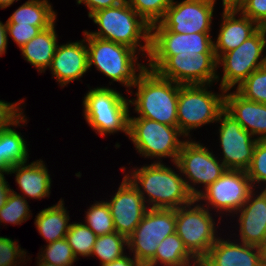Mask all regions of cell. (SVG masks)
Instances as JSON below:
<instances>
[{
  "label": "cell",
  "mask_w": 266,
  "mask_h": 266,
  "mask_svg": "<svg viewBox=\"0 0 266 266\" xmlns=\"http://www.w3.org/2000/svg\"><path fill=\"white\" fill-rule=\"evenodd\" d=\"M4 175V172H0V209L6 204L9 194L12 192Z\"/></svg>",
  "instance_id": "cell-42"
},
{
  "label": "cell",
  "mask_w": 266,
  "mask_h": 266,
  "mask_svg": "<svg viewBox=\"0 0 266 266\" xmlns=\"http://www.w3.org/2000/svg\"><path fill=\"white\" fill-rule=\"evenodd\" d=\"M48 169L42 159L31 162L27 165V162L20 163L13 166L8 174H15V181L18 184V188L22 194L12 192L33 199L49 198L51 193V177L48 173Z\"/></svg>",
  "instance_id": "cell-23"
},
{
  "label": "cell",
  "mask_w": 266,
  "mask_h": 266,
  "mask_svg": "<svg viewBox=\"0 0 266 266\" xmlns=\"http://www.w3.org/2000/svg\"><path fill=\"white\" fill-rule=\"evenodd\" d=\"M235 88L244 99L266 104V64L253 71Z\"/></svg>",
  "instance_id": "cell-32"
},
{
  "label": "cell",
  "mask_w": 266,
  "mask_h": 266,
  "mask_svg": "<svg viewBox=\"0 0 266 266\" xmlns=\"http://www.w3.org/2000/svg\"><path fill=\"white\" fill-rule=\"evenodd\" d=\"M77 4H84L88 12V17H90L93 13H95L98 10L114 7L117 5L122 4L126 0H76Z\"/></svg>",
  "instance_id": "cell-41"
},
{
  "label": "cell",
  "mask_w": 266,
  "mask_h": 266,
  "mask_svg": "<svg viewBox=\"0 0 266 266\" xmlns=\"http://www.w3.org/2000/svg\"><path fill=\"white\" fill-rule=\"evenodd\" d=\"M17 1L19 0H0V9L7 8Z\"/></svg>",
  "instance_id": "cell-47"
},
{
  "label": "cell",
  "mask_w": 266,
  "mask_h": 266,
  "mask_svg": "<svg viewBox=\"0 0 266 266\" xmlns=\"http://www.w3.org/2000/svg\"><path fill=\"white\" fill-rule=\"evenodd\" d=\"M82 103L84 118L96 134L104 137L121 131L129 135V99L116 89L92 88Z\"/></svg>",
  "instance_id": "cell-5"
},
{
  "label": "cell",
  "mask_w": 266,
  "mask_h": 266,
  "mask_svg": "<svg viewBox=\"0 0 266 266\" xmlns=\"http://www.w3.org/2000/svg\"><path fill=\"white\" fill-rule=\"evenodd\" d=\"M49 70L61 87L80 80L89 70L85 37L81 41L58 44Z\"/></svg>",
  "instance_id": "cell-18"
},
{
  "label": "cell",
  "mask_w": 266,
  "mask_h": 266,
  "mask_svg": "<svg viewBox=\"0 0 266 266\" xmlns=\"http://www.w3.org/2000/svg\"><path fill=\"white\" fill-rule=\"evenodd\" d=\"M23 123V124H21ZM27 124V117L23 115L12 128L0 132V172L8 175L9 170L20 163L28 161L29 151L26 141L13 127Z\"/></svg>",
  "instance_id": "cell-25"
},
{
  "label": "cell",
  "mask_w": 266,
  "mask_h": 266,
  "mask_svg": "<svg viewBox=\"0 0 266 266\" xmlns=\"http://www.w3.org/2000/svg\"><path fill=\"white\" fill-rule=\"evenodd\" d=\"M25 249H22L18 241L7 237H0V266H18L27 261Z\"/></svg>",
  "instance_id": "cell-37"
},
{
  "label": "cell",
  "mask_w": 266,
  "mask_h": 266,
  "mask_svg": "<svg viewBox=\"0 0 266 266\" xmlns=\"http://www.w3.org/2000/svg\"><path fill=\"white\" fill-rule=\"evenodd\" d=\"M32 216L27 200L14 192L8 196L6 204L0 209V224L20 225Z\"/></svg>",
  "instance_id": "cell-33"
},
{
  "label": "cell",
  "mask_w": 266,
  "mask_h": 266,
  "mask_svg": "<svg viewBox=\"0 0 266 266\" xmlns=\"http://www.w3.org/2000/svg\"><path fill=\"white\" fill-rule=\"evenodd\" d=\"M261 259H262V265L266 266V239L264 242L259 246Z\"/></svg>",
  "instance_id": "cell-46"
},
{
  "label": "cell",
  "mask_w": 266,
  "mask_h": 266,
  "mask_svg": "<svg viewBox=\"0 0 266 266\" xmlns=\"http://www.w3.org/2000/svg\"><path fill=\"white\" fill-rule=\"evenodd\" d=\"M193 202L176 209L175 233L188 252L200 262L218 239L212 213L201 202ZM194 204V205H193ZM193 206V207H192Z\"/></svg>",
  "instance_id": "cell-9"
},
{
  "label": "cell",
  "mask_w": 266,
  "mask_h": 266,
  "mask_svg": "<svg viewBox=\"0 0 266 266\" xmlns=\"http://www.w3.org/2000/svg\"><path fill=\"white\" fill-rule=\"evenodd\" d=\"M132 87L136 98L129 100L135 106L137 117L147 118L168 126H177V104L180 84L161 77L147 67L140 72Z\"/></svg>",
  "instance_id": "cell-2"
},
{
  "label": "cell",
  "mask_w": 266,
  "mask_h": 266,
  "mask_svg": "<svg viewBox=\"0 0 266 266\" xmlns=\"http://www.w3.org/2000/svg\"><path fill=\"white\" fill-rule=\"evenodd\" d=\"M216 123L220 124L219 143L223 153V159L220 161L227 169L246 171L252 162L258 140L244 130L225 109Z\"/></svg>",
  "instance_id": "cell-15"
},
{
  "label": "cell",
  "mask_w": 266,
  "mask_h": 266,
  "mask_svg": "<svg viewBox=\"0 0 266 266\" xmlns=\"http://www.w3.org/2000/svg\"><path fill=\"white\" fill-rule=\"evenodd\" d=\"M156 265L199 266V262L188 252L179 236L174 233L158 244L155 256L145 266Z\"/></svg>",
  "instance_id": "cell-27"
},
{
  "label": "cell",
  "mask_w": 266,
  "mask_h": 266,
  "mask_svg": "<svg viewBox=\"0 0 266 266\" xmlns=\"http://www.w3.org/2000/svg\"><path fill=\"white\" fill-rule=\"evenodd\" d=\"M40 250L41 252L38 253L36 258L55 265L74 266V262L78 261L66 238L47 244V246Z\"/></svg>",
  "instance_id": "cell-34"
},
{
  "label": "cell",
  "mask_w": 266,
  "mask_h": 266,
  "mask_svg": "<svg viewBox=\"0 0 266 266\" xmlns=\"http://www.w3.org/2000/svg\"><path fill=\"white\" fill-rule=\"evenodd\" d=\"M149 25L158 23L165 15L172 0H126Z\"/></svg>",
  "instance_id": "cell-35"
},
{
  "label": "cell",
  "mask_w": 266,
  "mask_h": 266,
  "mask_svg": "<svg viewBox=\"0 0 266 266\" xmlns=\"http://www.w3.org/2000/svg\"><path fill=\"white\" fill-rule=\"evenodd\" d=\"M125 246L128 247V238L116 231L97 236L90 256H96L100 260V265L109 263L127 254L124 251Z\"/></svg>",
  "instance_id": "cell-29"
},
{
  "label": "cell",
  "mask_w": 266,
  "mask_h": 266,
  "mask_svg": "<svg viewBox=\"0 0 266 266\" xmlns=\"http://www.w3.org/2000/svg\"><path fill=\"white\" fill-rule=\"evenodd\" d=\"M37 266H59L42 260H37Z\"/></svg>",
  "instance_id": "cell-48"
},
{
  "label": "cell",
  "mask_w": 266,
  "mask_h": 266,
  "mask_svg": "<svg viewBox=\"0 0 266 266\" xmlns=\"http://www.w3.org/2000/svg\"><path fill=\"white\" fill-rule=\"evenodd\" d=\"M216 0H172L164 17L151 29H169L173 33H211Z\"/></svg>",
  "instance_id": "cell-14"
},
{
  "label": "cell",
  "mask_w": 266,
  "mask_h": 266,
  "mask_svg": "<svg viewBox=\"0 0 266 266\" xmlns=\"http://www.w3.org/2000/svg\"><path fill=\"white\" fill-rule=\"evenodd\" d=\"M253 187L266 184V140H258L250 167L246 170Z\"/></svg>",
  "instance_id": "cell-36"
},
{
  "label": "cell",
  "mask_w": 266,
  "mask_h": 266,
  "mask_svg": "<svg viewBox=\"0 0 266 266\" xmlns=\"http://www.w3.org/2000/svg\"><path fill=\"white\" fill-rule=\"evenodd\" d=\"M235 214H239L238 241L259 247L266 239V198L254 190Z\"/></svg>",
  "instance_id": "cell-20"
},
{
  "label": "cell",
  "mask_w": 266,
  "mask_h": 266,
  "mask_svg": "<svg viewBox=\"0 0 266 266\" xmlns=\"http://www.w3.org/2000/svg\"><path fill=\"white\" fill-rule=\"evenodd\" d=\"M233 241L218 237L199 266H263L259 247Z\"/></svg>",
  "instance_id": "cell-19"
},
{
  "label": "cell",
  "mask_w": 266,
  "mask_h": 266,
  "mask_svg": "<svg viewBox=\"0 0 266 266\" xmlns=\"http://www.w3.org/2000/svg\"><path fill=\"white\" fill-rule=\"evenodd\" d=\"M261 188H263V189H261V193L266 198V184L264 185V187H261Z\"/></svg>",
  "instance_id": "cell-50"
},
{
  "label": "cell",
  "mask_w": 266,
  "mask_h": 266,
  "mask_svg": "<svg viewBox=\"0 0 266 266\" xmlns=\"http://www.w3.org/2000/svg\"><path fill=\"white\" fill-rule=\"evenodd\" d=\"M83 34L88 50V68L95 65L104 76L119 82L128 88V94H132V85L146 68L145 64L138 62L140 53L126 45L91 36L87 30Z\"/></svg>",
  "instance_id": "cell-4"
},
{
  "label": "cell",
  "mask_w": 266,
  "mask_h": 266,
  "mask_svg": "<svg viewBox=\"0 0 266 266\" xmlns=\"http://www.w3.org/2000/svg\"><path fill=\"white\" fill-rule=\"evenodd\" d=\"M225 110L254 138L266 140V104L246 100L236 91L226 90Z\"/></svg>",
  "instance_id": "cell-22"
},
{
  "label": "cell",
  "mask_w": 266,
  "mask_h": 266,
  "mask_svg": "<svg viewBox=\"0 0 266 266\" xmlns=\"http://www.w3.org/2000/svg\"><path fill=\"white\" fill-rule=\"evenodd\" d=\"M210 33H173L169 29H151L149 55L215 53Z\"/></svg>",
  "instance_id": "cell-17"
},
{
  "label": "cell",
  "mask_w": 266,
  "mask_h": 266,
  "mask_svg": "<svg viewBox=\"0 0 266 266\" xmlns=\"http://www.w3.org/2000/svg\"><path fill=\"white\" fill-rule=\"evenodd\" d=\"M7 35L18 45L19 49L35 37L41 30L50 26H33L24 24H6Z\"/></svg>",
  "instance_id": "cell-38"
},
{
  "label": "cell",
  "mask_w": 266,
  "mask_h": 266,
  "mask_svg": "<svg viewBox=\"0 0 266 266\" xmlns=\"http://www.w3.org/2000/svg\"><path fill=\"white\" fill-rule=\"evenodd\" d=\"M101 266H142L134 257L124 255L112 262L101 264Z\"/></svg>",
  "instance_id": "cell-43"
},
{
  "label": "cell",
  "mask_w": 266,
  "mask_h": 266,
  "mask_svg": "<svg viewBox=\"0 0 266 266\" xmlns=\"http://www.w3.org/2000/svg\"><path fill=\"white\" fill-rule=\"evenodd\" d=\"M85 214L84 224L97 236L115 232L111 211L106 201H96Z\"/></svg>",
  "instance_id": "cell-31"
},
{
  "label": "cell",
  "mask_w": 266,
  "mask_h": 266,
  "mask_svg": "<svg viewBox=\"0 0 266 266\" xmlns=\"http://www.w3.org/2000/svg\"><path fill=\"white\" fill-rule=\"evenodd\" d=\"M64 205L61 198L56 205L40 210L35 216L36 229L48 244L65 238L69 231L70 216Z\"/></svg>",
  "instance_id": "cell-26"
},
{
  "label": "cell",
  "mask_w": 266,
  "mask_h": 266,
  "mask_svg": "<svg viewBox=\"0 0 266 266\" xmlns=\"http://www.w3.org/2000/svg\"><path fill=\"white\" fill-rule=\"evenodd\" d=\"M89 18L98 26L97 31H87L91 36L126 45L138 53L142 52V57L146 55L144 58H148L151 25L139 16L127 1L98 10Z\"/></svg>",
  "instance_id": "cell-3"
},
{
  "label": "cell",
  "mask_w": 266,
  "mask_h": 266,
  "mask_svg": "<svg viewBox=\"0 0 266 266\" xmlns=\"http://www.w3.org/2000/svg\"><path fill=\"white\" fill-rule=\"evenodd\" d=\"M238 14L240 17H237ZM221 16L222 21L218 37L215 40L216 42H213L217 60L223 54L236 49L259 29V26L253 20L237 10H223Z\"/></svg>",
  "instance_id": "cell-21"
},
{
  "label": "cell",
  "mask_w": 266,
  "mask_h": 266,
  "mask_svg": "<svg viewBox=\"0 0 266 266\" xmlns=\"http://www.w3.org/2000/svg\"><path fill=\"white\" fill-rule=\"evenodd\" d=\"M146 67L180 85H205L216 82L215 53L149 55Z\"/></svg>",
  "instance_id": "cell-6"
},
{
  "label": "cell",
  "mask_w": 266,
  "mask_h": 266,
  "mask_svg": "<svg viewBox=\"0 0 266 266\" xmlns=\"http://www.w3.org/2000/svg\"><path fill=\"white\" fill-rule=\"evenodd\" d=\"M65 238L78 259V256L90 257L97 235L84 223L72 222Z\"/></svg>",
  "instance_id": "cell-30"
},
{
  "label": "cell",
  "mask_w": 266,
  "mask_h": 266,
  "mask_svg": "<svg viewBox=\"0 0 266 266\" xmlns=\"http://www.w3.org/2000/svg\"><path fill=\"white\" fill-rule=\"evenodd\" d=\"M173 165L185 176L186 186L195 199L200 195V190L195 188L197 184L204 185L205 190L227 170L213 151L200 142L191 140V137L183 143Z\"/></svg>",
  "instance_id": "cell-10"
},
{
  "label": "cell",
  "mask_w": 266,
  "mask_h": 266,
  "mask_svg": "<svg viewBox=\"0 0 266 266\" xmlns=\"http://www.w3.org/2000/svg\"><path fill=\"white\" fill-rule=\"evenodd\" d=\"M133 169L124 176L140 192L148 208L177 209L194 201L181 172L179 175L163 162Z\"/></svg>",
  "instance_id": "cell-1"
},
{
  "label": "cell",
  "mask_w": 266,
  "mask_h": 266,
  "mask_svg": "<svg viewBox=\"0 0 266 266\" xmlns=\"http://www.w3.org/2000/svg\"><path fill=\"white\" fill-rule=\"evenodd\" d=\"M259 28L262 30L264 38L266 40V21L262 25H260Z\"/></svg>",
  "instance_id": "cell-49"
},
{
  "label": "cell",
  "mask_w": 266,
  "mask_h": 266,
  "mask_svg": "<svg viewBox=\"0 0 266 266\" xmlns=\"http://www.w3.org/2000/svg\"><path fill=\"white\" fill-rule=\"evenodd\" d=\"M7 44H8V35H7L6 22L3 24V22L0 21V57L3 54H6Z\"/></svg>",
  "instance_id": "cell-44"
},
{
  "label": "cell",
  "mask_w": 266,
  "mask_h": 266,
  "mask_svg": "<svg viewBox=\"0 0 266 266\" xmlns=\"http://www.w3.org/2000/svg\"><path fill=\"white\" fill-rule=\"evenodd\" d=\"M109 205L114 228L118 234L129 237L149 209L133 184L124 176L117 192L111 196Z\"/></svg>",
  "instance_id": "cell-16"
},
{
  "label": "cell",
  "mask_w": 266,
  "mask_h": 266,
  "mask_svg": "<svg viewBox=\"0 0 266 266\" xmlns=\"http://www.w3.org/2000/svg\"><path fill=\"white\" fill-rule=\"evenodd\" d=\"M212 84L180 85L177 104V126L187 139L193 129L202 125L216 123L225 109L226 90L221 93L208 90Z\"/></svg>",
  "instance_id": "cell-7"
},
{
  "label": "cell",
  "mask_w": 266,
  "mask_h": 266,
  "mask_svg": "<svg viewBox=\"0 0 266 266\" xmlns=\"http://www.w3.org/2000/svg\"><path fill=\"white\" fill-rule=\"evenodd\" d=\"M56 18L57 14L48 0H28L12 13L6 24L52 26Z\"/></svg>",
  "instance_id": "cell-28"
},
{
  "label": "cell",
  "mask_w": 266,
  "mask_h": 266,
  "mask_svg": "<svg viewBox=\"0 0 266 266\" xmlns=\"http://www.w3.org/2000/svg\"><path fill=\"white\" fill-rule=\"evenodd\" d=\"M58 35L55 23L47 29L41 30L20 50L23 58L30 63L38 72L44 73L51 65L53 56L58 45Z\"/></svg>",
  "instance_id": "cell-24"
},
{
  "label": "cell",
  "mask_w": 266,
  "mask_h": 266,
  "mask_svg": "<svg viewBox=\"0 0 266 266\" xmlns=\"http://www.w3.org/2000/svg\"><path fill=\"white\" fill-rule=\"evenodd\" d=\"M253 191L254 187L245 170L227 169L205 190L200 189L196 199L198 202L204 201L202 205L208 210L211 207L219 214L226 212L224 214L235 217L233 214L244 205Z\"/></svg>",
  "instance_id": "cell-13"
},
{
  "label": "cell",
  "mask_w": 266,
  "mask_h": 266,
  "mask_svg": "<svg viewBox=\"0 0 266 266\" xmlns=\"http://www.w3.org/2000/svg\"><path fill=\"white\" fill-rule=\"evenodd\" d=\"M185 135L178 126H168L147 118H129V139L138 154L145 158H158L155 162H162V158H171L175 163L183 143L179 137Z\"/></svg>",
  "instance_id": "cell-8"
},
{
  "label": "cell",
  "mask_w": 266,
  "mask_h": 266,
  "mask_svg": "<svg viewBox=\"0 0 266 266\" xmlns=\"http://www.w3.org/2000/svg\"><path fill=\"white\" fill-rule=\"evenodd\" d=\"M266 40L259 28L252 36L246 39L236 49L223 54L218 60V68L223 66L222 78L217 76L216 82L220 81V88L231 90L239 86L253 71L266 64Z\"/></svg>",
  "instance_id": "cell-11"
},
{
  "label": "cell",
  "mask_w": 266,
  "mask_h": 266,
  "mask_svg": "<svg viewBox=\"0 0 266 266\" xmlns=\"http://www.w3.org/2000/svg\"><path fill=\"white\" fill-rule=\"evenodd\" d=\"M237 11L260 26L266 21V0H245Z\"/></svg>",
  "instance_id": "cell-40"
},
{
  "label": "cell",
  "mask_w": 266,
  "mask_h": 266,
  "mask_svg": "<svg viewBox=\"0 0 266 266\" xmlns=\"http://www.w3.org/2000/svg\"><path fill=\"white\" fill-rule=\"evenodd\" d=\"M245 0H222L223 10H238Z\"/></svg>",
  "instance_id": "cell-45"
},
{
  "label": "cell",
  "mask_w": 266,
  "mask_h": 266,
  "mask_svg": "<svg viewBox=\"0 0 266 266\" xmlns=\"http://www.w3.org/2000/svg\"><path fill=\"white\" fill-rule=\"evenodd\" d=\"M176 209H148L128 237L129 252L145 266L156 254L158 244L175 233Z\"/></svg>",
  "instance_id": "cell-12"
},
{
  "label": "cell",
  "mask_w": 266,
  "mask_h": 266,
  "mask_svg": "<svg viewBox=\"0 0 266 266\" xmlns=\"http://www.w3.org/2000/svg\"><path fill=\"white\" fill-rule=\"evenodd\" d=\"M23 101L10 103L0 100V132L12 127L24 115L21 106L22 103L24 105Z\"/></svg>",
  "instance_id": "cell-39"
}]
</instances>
